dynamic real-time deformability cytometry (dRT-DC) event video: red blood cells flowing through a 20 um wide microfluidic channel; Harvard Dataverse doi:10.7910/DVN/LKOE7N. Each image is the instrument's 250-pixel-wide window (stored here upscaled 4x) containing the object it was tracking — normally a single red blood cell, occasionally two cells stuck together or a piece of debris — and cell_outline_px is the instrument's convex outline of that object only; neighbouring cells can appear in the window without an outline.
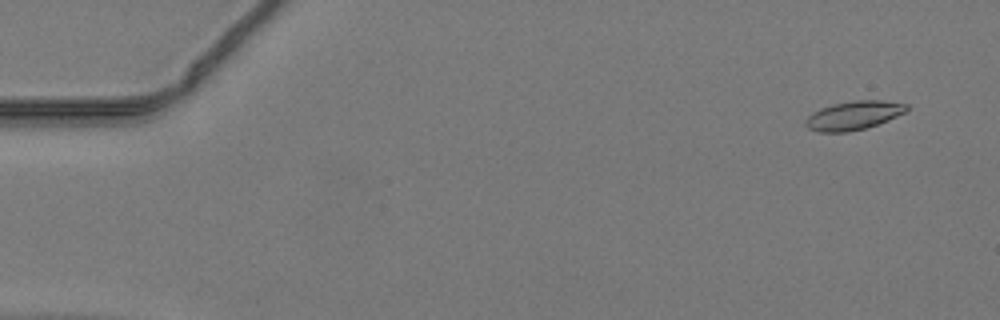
{"species": "common noctule bat (a hibernating species)", "species_latin": "Nyctalus noctula", "temperature_condition": "warm", "stored_images_in_passage": 49, "camera_frame_rate_fps": 3000, "um_per_image_px": 0.085, "animal": {"sex": "male", "body_mass_g": 19.2, "forearm_length_mm": 51.8}, "frame": {"image": 1, "passage_image": 3, "time_ms": 0.667, "image_size_px": [1000, 320], "cell_outline_px": [[908, 108], [904, 112], [888, 120], [864, 128], [848, 132], [820, 132], [808, 128], [804, 124], [804, 120], [812, 112], [820, 108], [832, 104], [856, 100], [880, 100], [908, 104]], "centroid_in_image_um": [72.51, 9.81], "position_along_channel_um": 12.5, "area_um2": 16.82}}
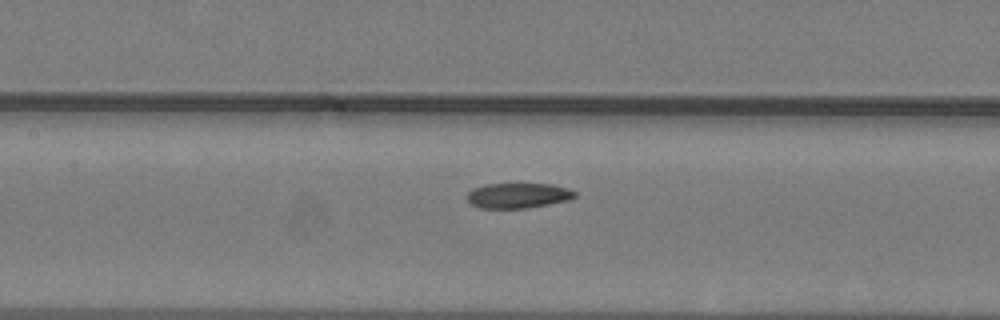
{"frame": {"image": 2, "passage_image": 23, "time_ms": 7.333, "image_size_px": [1000, 320], "cell_outline_px": [[576, 196], [568, 200], [528, 208], [480, 208], [472, 204], [468, 200], [468, 192], [472, 188], [484, 184], [552, 184], [568, 188], [576, 192]], "centroid_in_image_um": [44.04, 16.61], "position_along_channel_um": 163.4, "area_um2": 15.78}}
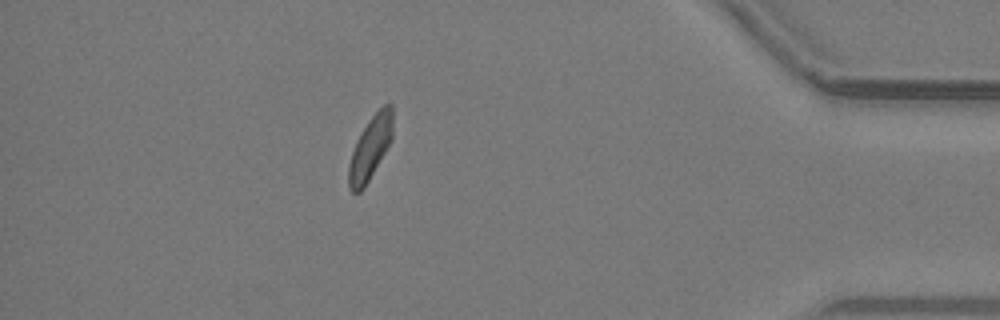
{"frame": {"image": 3, "passage_image": 43, "time_ms": 14.0, "image_size_px": [1000, 320], "cell_outline_px": [[392, 140], [364, 188], [360, 192], [352, 192], [348, 188], [348, 164], [356, 140], [360, 132], [368, 120], [384, 104], [392, 104]], "centroid_in_image_um": [31.45, 12.59], "position_along_channel_um": 403.7, "area_um2": 16.3}}